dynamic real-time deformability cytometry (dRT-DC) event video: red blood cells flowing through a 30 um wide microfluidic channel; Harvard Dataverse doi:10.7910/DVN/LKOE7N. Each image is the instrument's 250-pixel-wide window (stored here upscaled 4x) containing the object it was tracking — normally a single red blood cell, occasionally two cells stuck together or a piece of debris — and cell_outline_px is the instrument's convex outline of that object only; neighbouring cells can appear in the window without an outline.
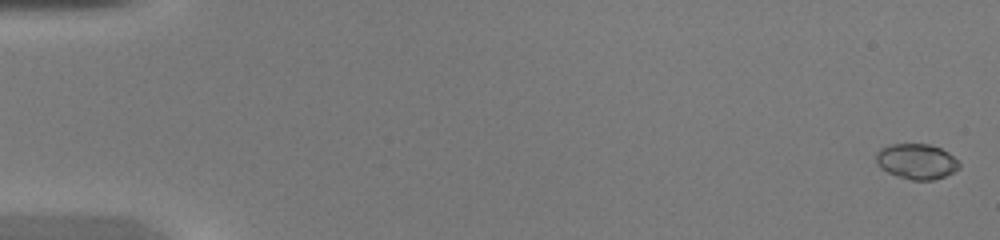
{"species": "common noctule bat (a hibernating species)", "species_latin": "Nyctalus noctula", "temperature_condition": "warm", "stored_images_in_passage": 48, "camera_frame_rate_fps": 3000, "um_per_image_px": 0.085, "animal": {"sex": "female", "body_mass_g": 20.0, "forearm_length_mm": 54.0}, "frame": {"image": 1, "passage_image": 1, "time_ms": 0.0, "image_size_px": [1000, 240], "cell_outline_px": [[960, 168], [944, 176], [932, 180], [912, 180], [896, 176], [880, 168], [876, 164], [876, 152], [880, 148], [892, 144], [928, 144], [940, 148], [948, 152], [960, 164]], "centroid_in_image_um": [77.87, 13.72], "position_along_channel_um": 7.1, "area_um2": 17.11}}
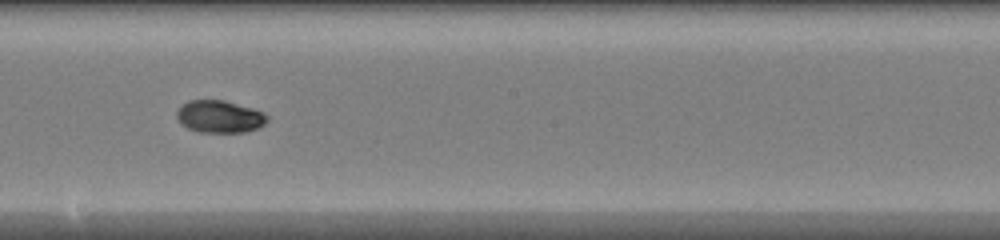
{"frame": {"image": 2, "passage_image": 28, "time_ms": 9.0, "image_size_px": [1000, 240], "cell_outline_px": [[268, 120], [264, 124], [256, 128], [244, 132], [196, 132], [180, 124], [176, 116], [176, 112], [188, 100], [224, 100], [252, 108], [264, 112], [268, 116]], "centroid_in_image_um": [18.65, 9.91], "position_along_channel_um": 229.5, "area_um2": 17.05}}
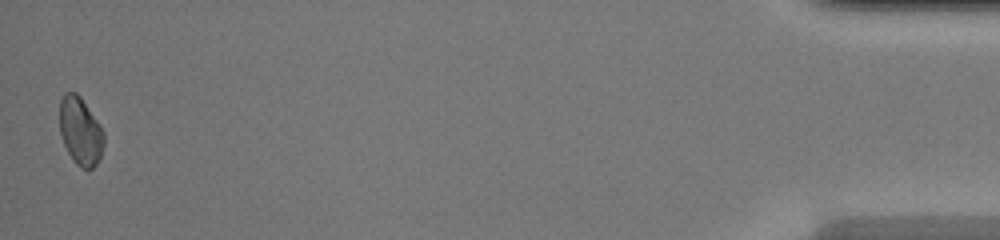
{"frame": {"image": 3, "passage_image": 48, "time_ms": 15.667, "image_size_px": [1000, 240], "cell_outline_px": [[104, 144], [100, 156], [96, 164], [92, 168], [80, 168], [72, 160], [64, 144], [60, 132], [60, 100], [64, 92], [76, 92], [80, 96], [100, 124], [104, 132]], "centroid_in_image_um": [6.83, 11.14], "position_along_channel_um": 428.4, "area_um2": 17.51}, "authors_computed_cell_mechanics": {"area_um2": 17.051, "velocity_mm_per_s": 4.328, "shape_relaxation_time_tau1_ms": 2.1768, "shape_relaxation_time_tau2_ms": 1.8638, "deformation_change_tau1": 0.1189, "deformation_change_tau2": 0.025}}